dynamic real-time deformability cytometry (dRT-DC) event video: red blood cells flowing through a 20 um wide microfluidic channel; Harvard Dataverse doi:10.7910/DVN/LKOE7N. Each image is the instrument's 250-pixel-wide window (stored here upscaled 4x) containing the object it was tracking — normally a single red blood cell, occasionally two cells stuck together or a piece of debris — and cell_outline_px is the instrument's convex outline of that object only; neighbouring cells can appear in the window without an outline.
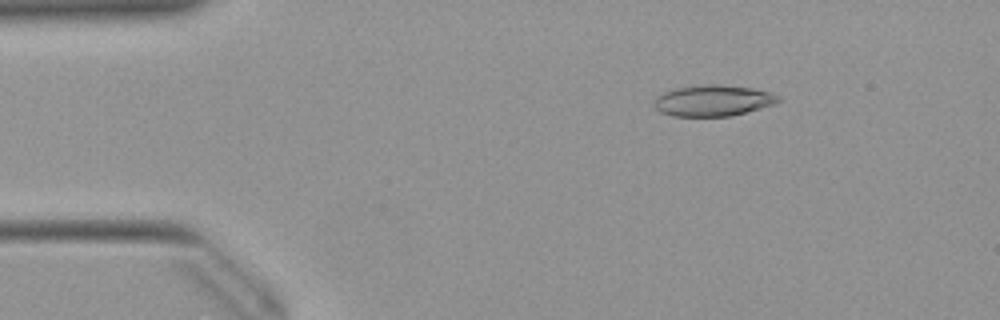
{"species": "Egyptian fruit bat (a non-hibernating species)", "species_latin": "Rousettus aegyptiacus", "temperature_condition": "warm", "stored_images_in_passage": 50, "camera_frame_rate_fps": 3000, "um_per_image_px": 0.085, "animal": {"sex": "female"}, "frame": {"image": 1, "passage_image": 7, "time_ms": 2.0, "image_size_px": [1000, 320], "cell_outline_px": [[780, 100], [776, 104], [732, 116], [672, 116], [660, 112], [652, 104], [656, 96], [664, 92], [676, 88], [700, 84], [720, 84], [752, 88], [772, 92], [780, 96]], "centroid_in_image_um": [60.62, 8.54], "position_along_channel_um": 24.4, "area_um2": 22.83}}
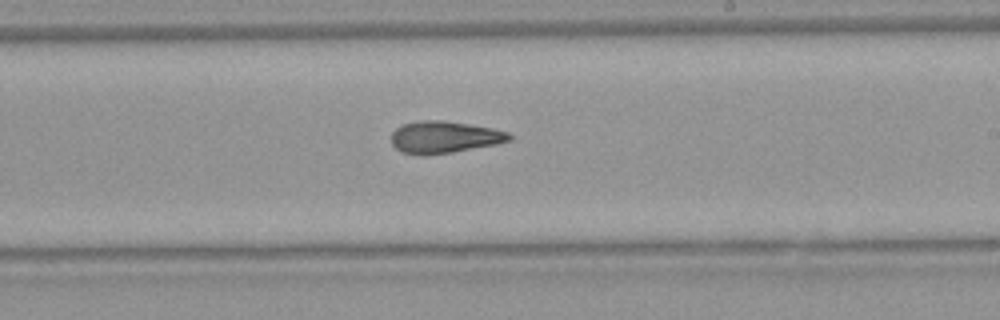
{"frame": {"image": 2, "passage_image": 29, "time_ms": 9.333, "image_size_px": [1000, 320], "cell_outline_px": [[512, 140], [496, 144], [452, 152], [424, 156], [420, 156], [400, 152], [392, 144], [392, 132], [400, 124], [416, 120], [444, 120], [492, 128], [508, 132], [512, 136]], "centroid_in_image_um": [37.72, 11.66], "position_along_channel_um": 251.3, "area_um2": 22.25}}
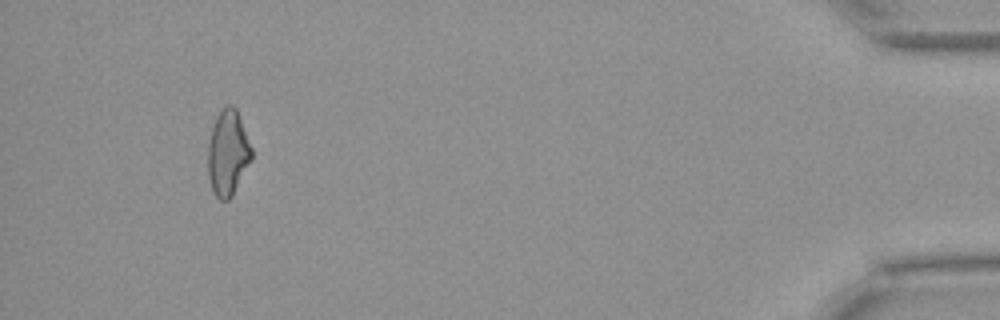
{"frame": {"image": 3, "passage_image": 47, "time_ms": 15.333, "image_size_px": [1000, 320], "cell_outline_px": [[252, 160], [232, 196], [228, 200], [220, 200], [212, 192], [208, 176], [208, 144], [212, 124], [216, 116], [228, 104], [232, 104], [236, 108], [252, 148]], "centroid_in_image_um": [19.36, 13.01], "position_along_channel_um": 415.8, "area_um2": 21.91}, "authors_computed_cell_mechanics": {"area_um2": 22.1952, "velocity_mm_per_s": 3.984, "shape_relaxation_time_tau1_ms": null, "shape_relaxation_time_tau2_ms": 3.2476, "deformation_change_tau1": null, "deformation_change_tau2": 0.1205}}